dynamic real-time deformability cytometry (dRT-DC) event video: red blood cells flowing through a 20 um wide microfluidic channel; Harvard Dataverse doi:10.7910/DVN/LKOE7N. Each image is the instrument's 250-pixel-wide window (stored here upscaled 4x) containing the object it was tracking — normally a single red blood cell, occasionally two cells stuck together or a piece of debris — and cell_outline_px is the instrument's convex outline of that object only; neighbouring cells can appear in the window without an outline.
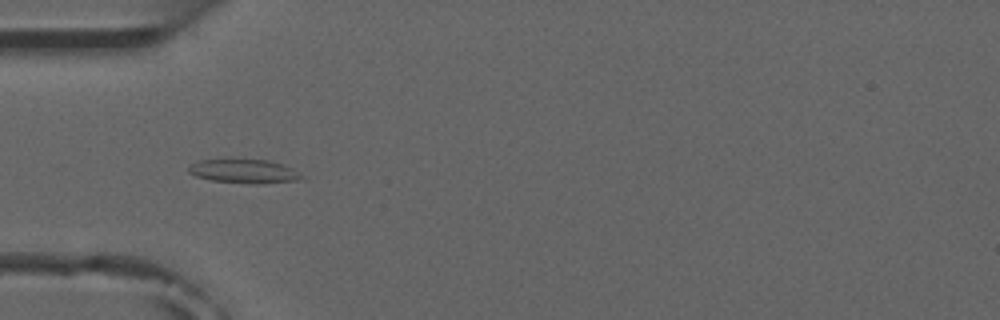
{"species": "common noctule bat (a hibernating species)", "species_latin": "Nyctalus noctula", "temperature_condition": "room temperature", "stored_images_in_passage": 6, "camera_frame_rate_fps": 3000, "um_per_image_px": 0.085, "animal": {"sex": "male", "forearm_length_mm": 52.5}, "frame": {"image": 1, "passage_image": 5, "time_ms": 5.333, "image_size_px": [1000, 320], "cell_outline_px": [[304, 180], [264, 184], [252, 184], [212, 180], [196, 176], [188, 172], [188, 168], [192, 164], [200, 160], [268, 160], [292, 168], [304, 176]], "centroid_in_image_um": [20.81, 14.58], "position_along_channel_um": 64.2, "area_um2": 15.66}}
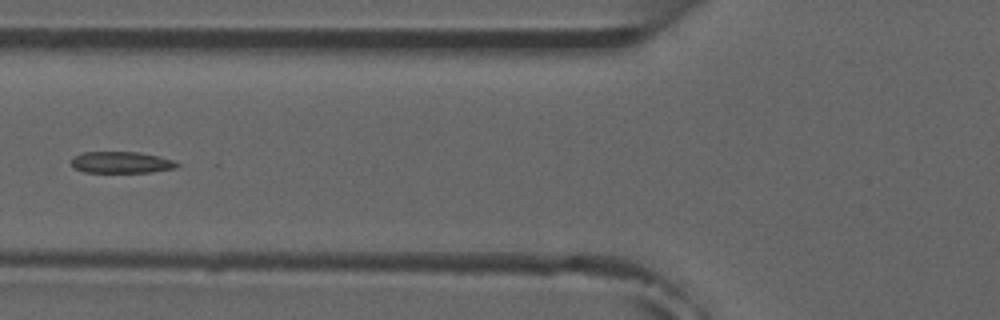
{"frame": {"image": 2, "passage_image": 6, "time_ms": 6.667, "image_size_px": [1000, 320], "cell_outline_px": [[180, 164], [176, 168], [152, 172], [84, 172], [76, 168], [72, 164], [72, 156], [84, 152], [140, 152], [172, 160]], "centroid_in_image_um": [10.31, 13.8], "position_along_channel_um": 115.5, "area_um2": 13.12}}